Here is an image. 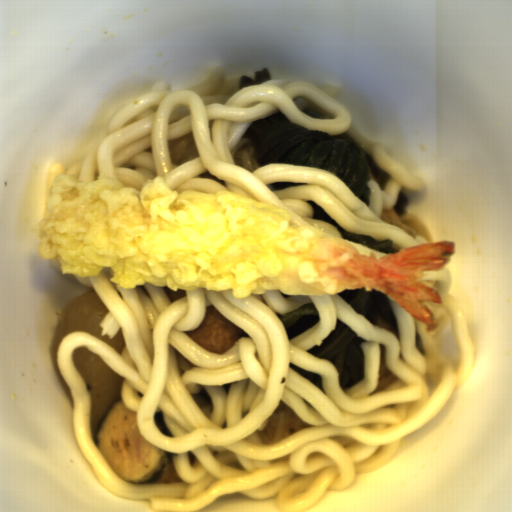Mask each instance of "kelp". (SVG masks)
Listing matches in <instances>:
<instances>
[{
	"label": "kelp",
	"instance_id": "8",
	"mask_svg": "<svg viewBox=\"0 0 512 512\" xmlns=\"http://www.w3.org/2000/svg\"><path fill=\"white\" fill-rule=\"evenodd\" d=\"M289 368H291L295 372L299 373L300 375L304 376L305 378L309 379L310 381H312L313 383H315L318 387H320L322 389V378L320 376H318L316 373L301 370L291 363H290Z\"/></svg>",
	"mask_w": 512,
	"mask_h": 512
},
{
	"label": "kelp",
	"instance_id": "2",
	"mask_svg": "<svg viewBox=\"0 0 512 512\" xmlns=\"http://www.w3.org/2000/svg\"><path fill=\"white\" fill-rule=\"evenodd\" d=\"M360 339L350 327L336 318L335 329L307 352L318 358H329L339 372L342 388H350L364 377V358Z\"/></svg>",
	"mask_w": 512,
	"mask_h": 512
},
{
	"label": "kelp",
	"instance_id": "5",
	"mask_svg": "<svg viewBox=\"0 0 512 512\" xmlns=\"http://www.w3.org/2000/svg\"><path fill=\"white\" fill-rule=\"evenodd\" d=\"M307 204L312 207L313 214L311 219H317L322 220L327 223L332 224L342 235L344 239H350L355 240L369 248L384 252V253H394L393 248V242L390 239L386 241H376L371 235H361L354 232L347 231L343 227H341L339 224H337L330 216L329 214L320 207L317 203H315L313 200H306Z\"/></svg>",
	"mask_w": 512,
	"mask_h": 512
},
{
	"label": "kelp",
	"instance_id": "9",
	"mask_svg": "<svg viewBox=\"0 0 512 512\" xmlns=\"http://www.w3.org/2000/svg\"><path fill=\"white\" fill-rule=\"evenodd\" d=\"M307 183H291V182H278V183H271L270 187L274 190H283L289 186H301Z\"/></svg>",
	"mask_w": 512,
	"mask_h": 512
},
{
	"label": "kelp",
	"instance_id": "1",
	"mask_svg": "<svg viewBox=\"0 0 512 512\" xmlns=\"http://www.w3.org/2000/svg\"><path fill=\"white\" fill-rule=\"evenodd\" d=\"M240 137L250 140L252 157L258 166L281 163L328 170L340 177L369 208L368 174L374 176L381 190L390 178L354 137L344 132L330 135L319 128L306 129L291 122L280 109L254 120Z\"/></svg>",
	"mask_w": 512,
	"mask_h": 512
},
{
	"label": "kelp",
	"instance_id": "6",
	"mask_svg": "<svg viewBox=\"0 0 512 512\" xmlns=\"http://www.w3.org/2000/svg\"><path fill=\"white\" fill-rule=\"evenodd\" d=\"M240 77L238 81L239 90L248 86H260L264 82L272 80V75L266 66L262 67L261 70H254L253 78L248 75H242Z\"/></svg>",
	"mask_w": 512,
	"mask_h": 512
},
{
	"label": "kelp",
	"instance_id": "3",
	"mask_svg": "<svg viewBox=\"0 0 512 512\" xmlns=\"http://www.w3.org/2000/svg\"><path fill=\"white\" fill-rule=\"evenodd\" d=\"M357 313L363 314L373 324L378 325V317L394 328L397 332L398 321L388 295L366 289H344L337 292Z\"/></svg>",
	"mask_w": 512,
	"mask_h": 512
},
{
	"label": "kelp",
	"instance_id": "7",
	"mask_svg": "<svg viewBox=\"0 0 512 512\" xmlns=\"http://www.w3.org/2000/svg\"><path fill=\"white\" fill-rule=\"evenodd\" d=\"M408 196L400 189L397 195V202L391 208L399 217L407 213Z\"/></svg>",
	"mask_w": 512,
	"mask_h": 512
},
{
	"label": "kelp",
	"instance_id": "4",
	"mask_svg": "<svg viewBox=\"0 0 512 512\" xmlns=\"http://www.w3.org/2000/svg\"><path fill=\"white\" fill-rule=\"evenodd\" d=\"M276 315L283 322L287 331L288 340L298 336L305 330L317 324L320 316L314 302L303 303L298 308L284 314Z\"/></svg>",
	"mask_w": 512,
	"mask_h": 512
}]
</instances>
